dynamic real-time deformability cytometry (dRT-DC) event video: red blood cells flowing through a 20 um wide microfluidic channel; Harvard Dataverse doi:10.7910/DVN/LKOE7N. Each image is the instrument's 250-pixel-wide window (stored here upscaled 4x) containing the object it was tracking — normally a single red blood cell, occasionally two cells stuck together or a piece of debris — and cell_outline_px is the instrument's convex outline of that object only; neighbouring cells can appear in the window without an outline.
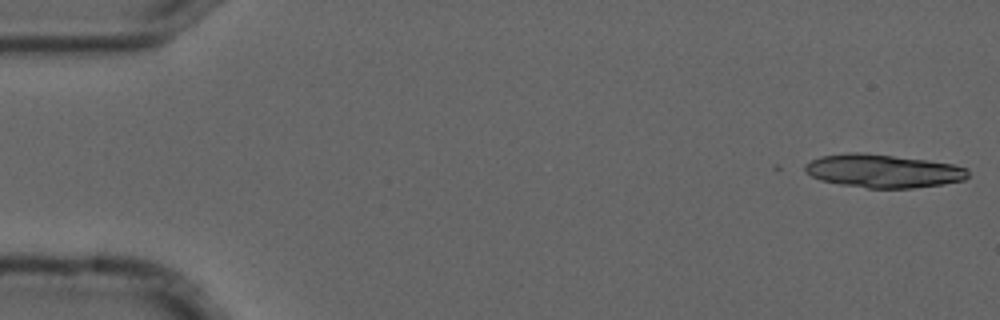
{"species": "common noctule bat (a hibernating species)", "species_latin": "Nyctalus noctula", "temperature_condition": "cold", "stored_images_in_passage": 5, "camera_frame_rate_fps": 3000, "um_per_image_px": 0.085, "animal": {"sex": "male", "forearm_length_mm": 52.5}, "frame": {"image": 1, "passage_image": 1, "time_ms": 0.0, "image_size_px": [1000, 320], "cell_outline_px": [[968, 176], [964, 180], [944, 184], [912, 188], [868, 188], [840, 184], [820, 180], [812, 176], [804, 168], [804, 164], [820, 156], [848, 152], [864, 152], [928, 160], [952, 164], [968, 168]], "centroid_in_image_um": [75.07, 14.52], "position_along_channel_um": 9.9, "area_um2": 31.73}}